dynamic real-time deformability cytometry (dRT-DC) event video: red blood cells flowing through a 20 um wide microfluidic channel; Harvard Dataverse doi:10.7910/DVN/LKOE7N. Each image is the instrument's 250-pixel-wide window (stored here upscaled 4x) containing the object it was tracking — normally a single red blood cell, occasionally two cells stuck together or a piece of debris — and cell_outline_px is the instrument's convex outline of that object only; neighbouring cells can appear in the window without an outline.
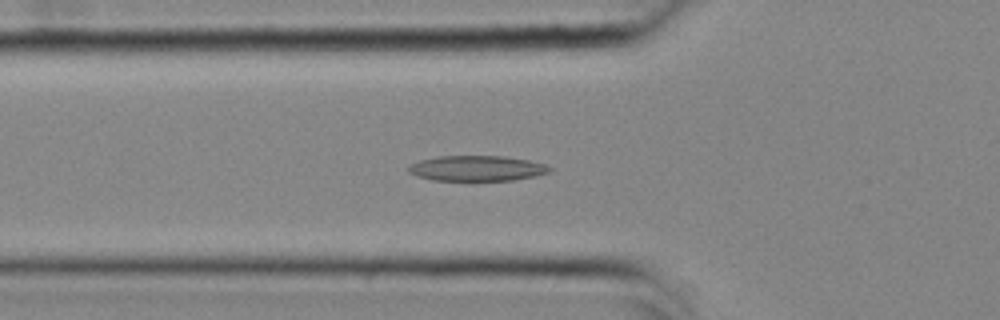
{"species": "common noctule bat (a hibernating species)", "species_latin": "Nyctalus noctula", "temperature_condition": "cold", "stored_images_in_passage": 55, "camera_frame_rate_fps": 3000, "um_per_image_px": 0.085, "animal": {"sex": "female", "body_mass_g": 25.1}, "frame": {"image": 1, "passage_image": 19, "time_ms": 6.0, "image_size_px": [1000, 320], "cell_outline_px": [[552, 172], [536, 176], [512, 180], [472, 184], [432, 180], [416, 176], [408, 172], [408, 168], [412, 164], [420, 160], [440, 156], [504, 156], [528, 160], [544, 164], [552, 168]], "centroid_in_image_um": [40.54, 14.37], "position_along_channel_um": 85.3, "area_um2": 21.96}}
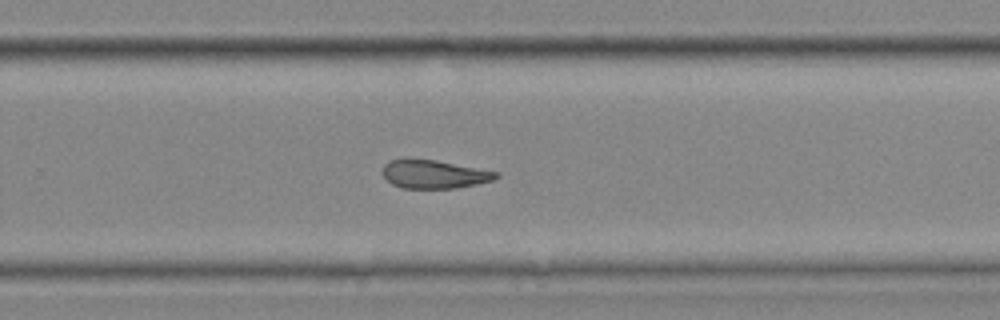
{"frame": {"image": 2, "passage_image": 36, "time_ms": 11.667, "image_size_px": [1000, 320], "cell_outline_px": [[500, 176], [492, 180], [476, 184], [456, 188], [404, 188], [392, 184], [380, 172], [384, 164], [392, 160], [404, 156], [408, 156], [436, 160], [500, 172]], "centroid_in_image_um": [36.85, 14.77], "position_along_channel_um": 292.9, "area_um2": 19.25}}
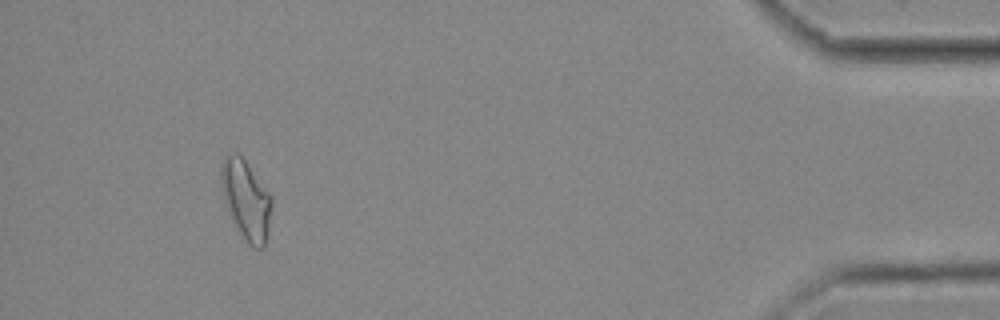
{"frame": {"image": 3, "passage_image": 51, "time_ms": 16.667, "image_size_px": [1000, 320], "cell_outline_px": [[272, 208], [268, 232], [264, 248], [252, 248], [248, 244], [228, 216], [220, 184], [220, 164], [224, 156], [228, 152], [236, 152], [244, 160], [272, 196]], "centroid_in_image_um": [20.88, 16.99], "position_along_channel_um": 414.3, "area_um2": 23.81}, "authors_computed_cell_mechanics": {"area_um2": 20.8658, "velocity_mm_per_s": 3.6648, "shape_relaxation_time_tau1_ms": 10.0509, "shape_relaxation_time_tau2_ms": 6.0899, "deformation_change_tau1": 0.1873, "deformation_change_tau2": 0.1634}}